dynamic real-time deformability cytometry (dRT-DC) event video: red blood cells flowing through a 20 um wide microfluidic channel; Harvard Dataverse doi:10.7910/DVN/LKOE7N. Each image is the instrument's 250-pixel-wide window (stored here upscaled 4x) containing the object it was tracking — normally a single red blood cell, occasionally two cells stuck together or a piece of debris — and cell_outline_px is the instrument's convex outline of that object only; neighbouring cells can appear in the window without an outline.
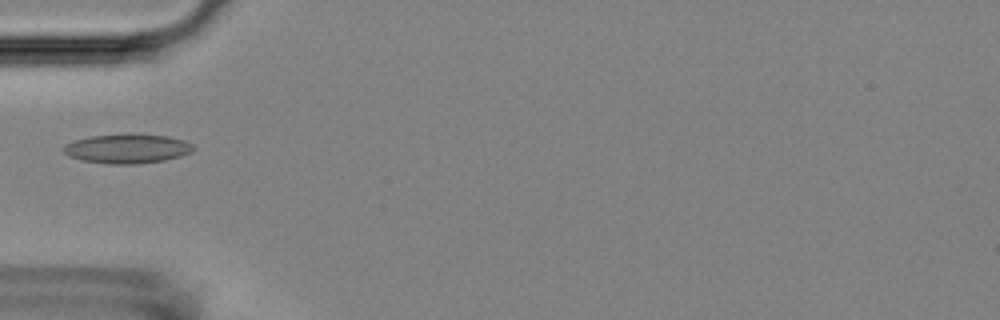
{"species": "Egyptian fruit bat (a non-hibernating species)", "species_latin": "Rousettus aegyptiacus", "temperature_condition": "room temperature", "stored_images_in_passage": 5, "camera_frame_rate_fps": 3000, "um_per_image_px": 0.085, "animal": {"sex": "female"}, "frame": {"image": 1, "passage_image": 5, "time_ms": 5.333, "image_size_px": [1000, 320], "cell_outline_px": [[196, 148], [192, 152], [180, 156], [164, 160], [136, 164], [108, 164], [80, 160], [68, 156], [64, 152], [64, 148], [68, 144], [76, 140], [92, 136], [128, 132], [168, 136], [184, 140], [192, 144]], "centroid_in_image_um": [10.86, 12.62], "position_along_channel_um": 74.1, "area_um2": 22.48}}